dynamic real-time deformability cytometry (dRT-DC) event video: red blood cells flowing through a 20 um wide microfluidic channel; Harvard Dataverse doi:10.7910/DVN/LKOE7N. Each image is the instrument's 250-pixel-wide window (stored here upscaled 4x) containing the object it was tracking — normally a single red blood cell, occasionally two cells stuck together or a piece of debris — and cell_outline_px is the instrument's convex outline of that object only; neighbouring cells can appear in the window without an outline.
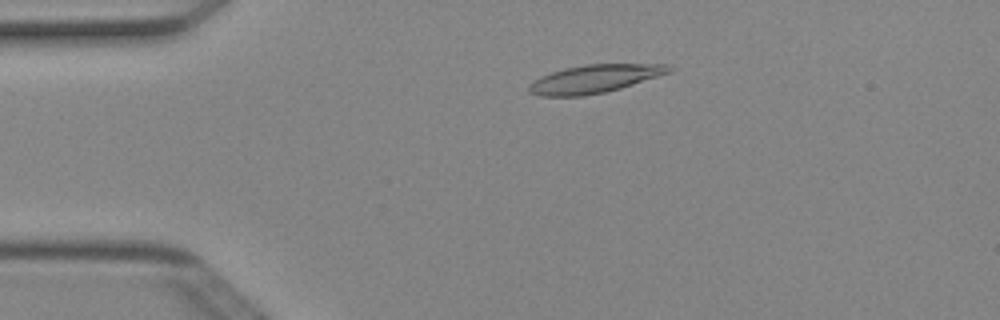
{"species": "Egyptian fruit bat (a non-hibernating species)", "species_latin": "Rousettus aegyptiacus", "temperature_condition": "cold", "stored_images_in_passage": 50, "camera_frame_rate_fps": 3000, "um_per_image_px": 0.085, "animal": {"sex": "female"}, "frame": {"image": 1, "passage_image": 10, "time_ms": 3.0, "image_size_px": [1000, 320], "cell_outline_px": [[672, 72], [620, 88], [604, 92], [584, 96], [540, 96], [528, 92], [528, 84], [540, 76], [564, 68], [584, 64], [668, 64], [672, 68]], "centroid_in_image_um": [50.51, 6.7], "position_along_channel_um": 34.5, "area_um2": 23.0}}
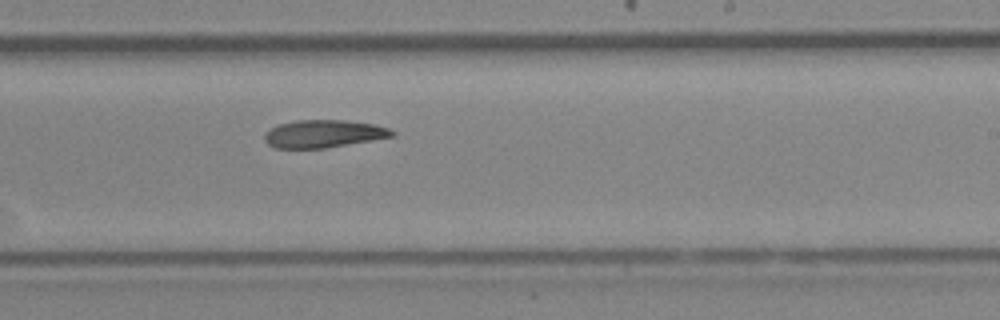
{"frame": {"image": 2, "passage_image": 30, "time_ms": 9.667, "image_size_px": [1000, 320], "cell_outline_px": [[396, 132], [392, 136], [372, 140], [324, 148], [276, 148], [268, 144], [264, 140], [264, 132], [280, 124], [296, 120], [340, 120], [376, 124], [388, 128]], "centroid_in_image_um": [27.48, 11.37], "position_along_channel_um": 261.5, "area_um2": 20.4}}
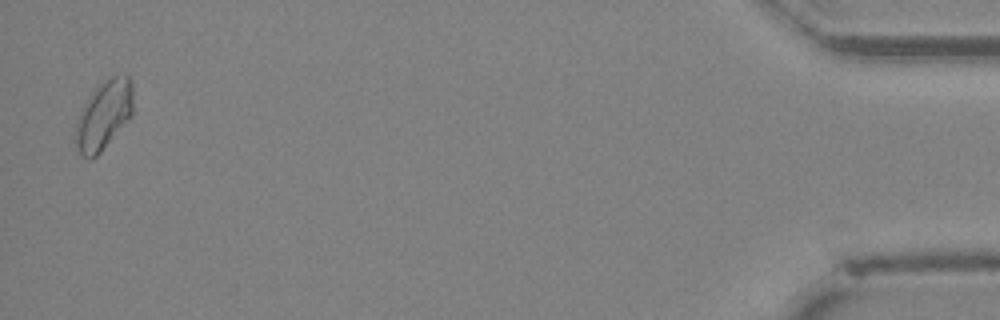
{"frame": {"image": 3, "passage_image": 49, "time_ms": 16.0, "image_size_px": [1000, 320], "cell_outline_px": [[132, 116], [100, 152], [92, 160], [88, 160], [80, 156], [76, 152], [72, 140], [72, 136], [80, 112], [84, 104], [92, 92], [108, 76], [124, 72], [128, 72], [132, 80]], "centroid_in_image_um": [8.79, 9.8], "position_along_channel_um": 426.4, "area_um2": 23.93}, "authors_computed_cell_mechanics": {"area_um2": 21.675, "velocity_mm_per_s": 4.0029, "shape_relaxation_time_tau1_ms": 9.8109, "shape_relaxation_time_tau2_ms": null, "deformation_change_tau1": 0.2096, "deformation_change_tau2": null}}